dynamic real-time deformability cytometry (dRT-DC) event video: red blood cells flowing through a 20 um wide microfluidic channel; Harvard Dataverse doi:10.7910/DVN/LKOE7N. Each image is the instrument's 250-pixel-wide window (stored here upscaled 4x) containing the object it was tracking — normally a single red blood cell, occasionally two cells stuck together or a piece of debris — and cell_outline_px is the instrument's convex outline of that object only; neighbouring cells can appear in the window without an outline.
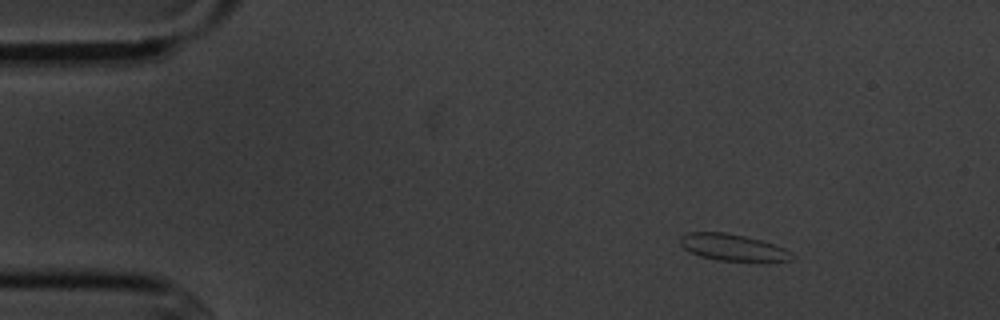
{"species": "common noctule bat (a hibernating species)", "species_latin": "Nyctalus noctula", "temperature_condition": "cold", "stored_images_in_passage": 7, "camera_frame_rate_fps": 3000, "um_per_image_px": 0.085, "animal": {"sex": "male", "body_mass_g": 20.1, "forearm_length_mm": 53.5}, "frame": {"image": 1, "passage_image": 2, "time_ms": 1.333, "image_size_px": [1000, 320], "cell_outline_px": [[796, 256], [792, 260], [716, 260], [700, 256], [684, 248], [680, 244], [680, 236], [688, 232], [724, 232], [744, 236], [760, 240], [784, 248], [792, 252]], "centroid_in_image_um": [62.26, 21.01], "position_along_channel_um": 22.7, "area_um2": 16.99}}
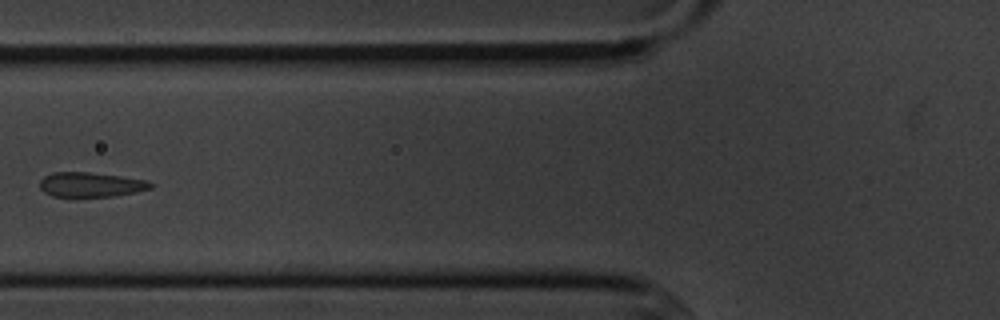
{"frame": {"image": 2, "passage_image": 6, "time_ms": 6.0, "image_size_px": [1000, 320], "cell_outline_px": [[152, 188], [136, 192], [112, 196], [52, 196], [44, 192], [40, 188], [40, 180], [44, 176], [52, 172], [88, 172], [120, 176], [148, 180], [152, 184]], "centroid_in_image_um": [7.71, 15.68], "position_along_channel_um": 118.1, "area_um2": 15.84}}
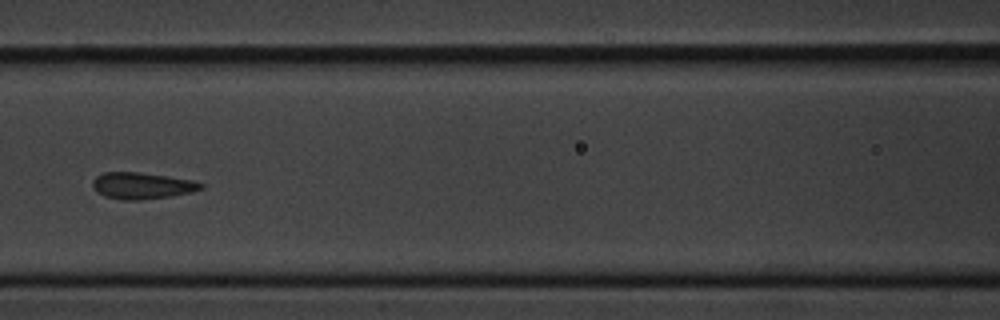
{"frame": {"image": 3, "passage_image": 7, "time_ms": 7.0, "image_size_px": [1000, 320], "cell_outline_px": [[204, 188], [192, 192], [168, 196], [140, 200], [124, 200], [104, 196], [96, 192], [92, 188], [92, 180], [96, 176], [104, 172], [136, 172], [168, 176], [192, 180], [204, 184]], "centroid_in_image_um": [12.04, 15.78], "position_along_channel_um": 154.6, "area_um2": 16.76}}